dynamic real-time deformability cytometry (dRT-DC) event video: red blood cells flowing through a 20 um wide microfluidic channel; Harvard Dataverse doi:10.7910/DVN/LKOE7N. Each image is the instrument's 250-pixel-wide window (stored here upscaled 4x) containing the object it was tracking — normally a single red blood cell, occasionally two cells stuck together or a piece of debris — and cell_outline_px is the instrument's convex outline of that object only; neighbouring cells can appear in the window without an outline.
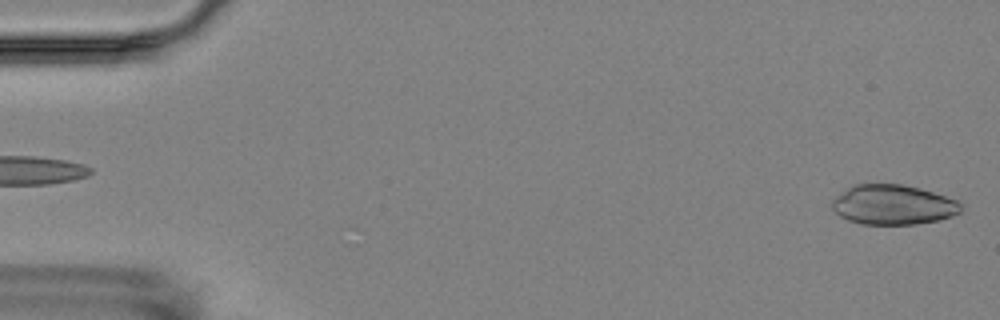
{"species": "Egyptian fruit bat (a non-hibernating species)", "species_latin": "Rousettus aegyptiacus", "temperature_condition": "room temperature", "stored_images_in_passage": 5, "camera_frame_rate_fps": 3000, "um_per_image_px": 0.085, "animal": {"sex": "female"}, "frame": {"image": 1, "passage_image": 5, "time_ms": 4.667, "image_size_px": [1000, 320], "cell_outline_px": [[964, 204], [960, 212], [940, 220], [916, 224], [860, 224], [848, 220], [840, 216], [832, 208], [832, 200], [836, 196], [852, 184], [904, 184], [920, 188], [956, 200]], "centroid_in_image_um": [75.9, 17.4], "position_along_channel_um": 9.1, "area_um2": 30.0}}